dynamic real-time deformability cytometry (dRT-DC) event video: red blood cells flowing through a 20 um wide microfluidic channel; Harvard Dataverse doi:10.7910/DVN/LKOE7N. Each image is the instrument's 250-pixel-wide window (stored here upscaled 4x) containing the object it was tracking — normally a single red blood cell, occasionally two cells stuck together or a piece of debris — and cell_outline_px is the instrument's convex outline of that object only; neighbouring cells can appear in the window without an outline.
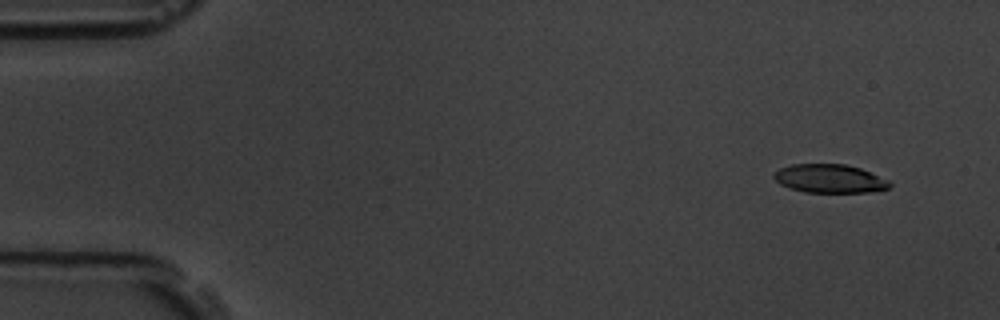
{"species": "common noctule bat (a hibernating species)", "species_latin": "Nyctalus noctula", "temperature_condition": "room temperature", "stored_images_in_passage": 9, "camera_frame_rate_fps": 3000, "um_per_image_px": 0.085, "animal": {"sex": "male", "body_mass_g": 19.5, "forearm_length_mm": 54.6}, "frame": {"image": 1, "passage_image": 1, "time_ms": 0.0, "image_size_px": [1000, 320], "cell_outline_px": [[892, 184], [888, 188], [868, 192], [804, 192], [780, 184], [772, 176], [780, 168], [792, 164], [844, 164], [860, 168], [888, 180]], "centroid_in_image_um": [70.51, 15.18], "position_along_channel_um": 14.5, "area_um2": 19.02}}
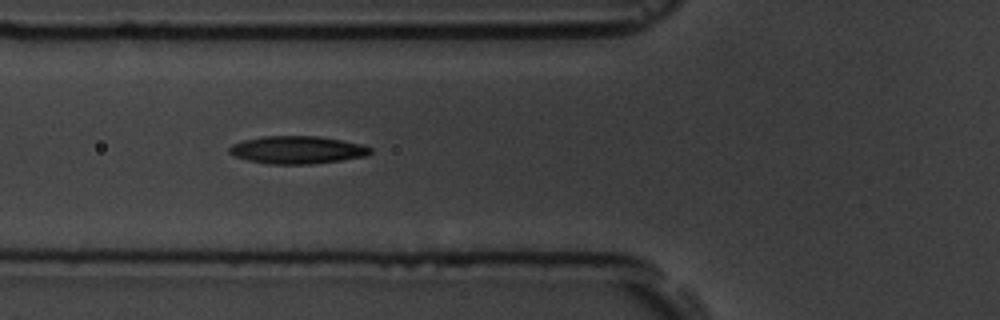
{"frame": {"image": 2, "passage_image": 6, "time_ms": 5.667, "image_size_px": [1000, 320], "cell_outline_px": [[372, 152], [368, 156], [312, 164], [268, 164], [248, 160], [236, 156], [228, 152], [228, 148], [232, 144], [244, 140], [264, 136], [320, 136], [364, 144], [372, 148]], "centroid_in_image_um": [25.31, 12.74], "position_along_channel_um": 100.5, "area_um2": 22.89}}
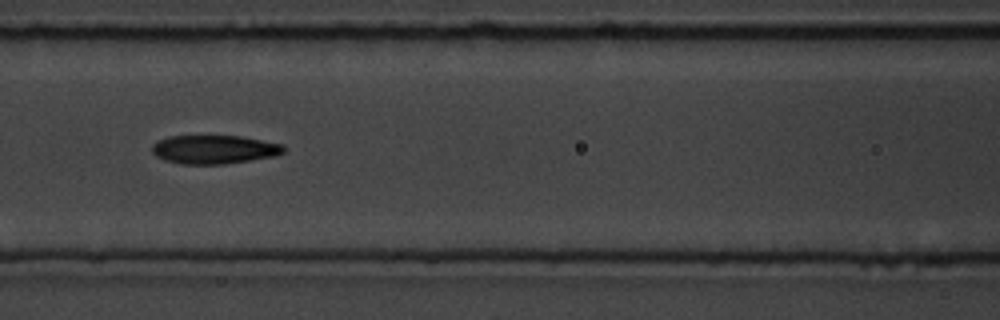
{"frame": {"image": 3, "passage_image": 7, "time_ms": 7.0, "image_size_px": [1000, 320], "cell_outline_px": [[284, 152], [276, 156], [224, 164], [180, 164], [164, 160], [156, 156], [152, 152], [152, 144], [168, 136], [240, 136], [284, 144]], "centroid_in_image_um": [18.2, 12.7], "position_along_channel_um": 148.4, "area_um2": 22.02}}